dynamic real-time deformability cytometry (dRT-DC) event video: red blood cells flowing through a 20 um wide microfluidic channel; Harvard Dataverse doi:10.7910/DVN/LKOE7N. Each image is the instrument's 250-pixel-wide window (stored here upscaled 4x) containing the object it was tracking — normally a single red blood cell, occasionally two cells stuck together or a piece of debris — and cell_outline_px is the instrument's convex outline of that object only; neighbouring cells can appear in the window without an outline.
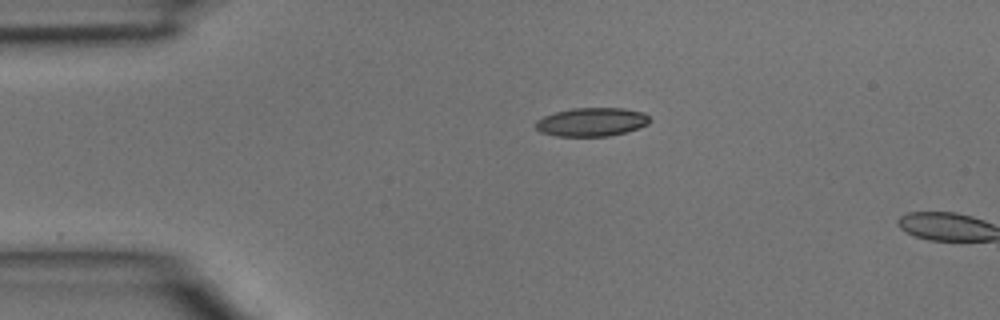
{"species": "common noctule bat (a hibernating species)", "species_latin": "Nyctalus noctula", "temperature_condition": "room temperature", "stored_images_in_passage": 3, "camera_frame_rate_fps": 3000, "um_per_image_px": 0.085, "animal": {"sex": "male", "body_mass_g": 15.6}, "frame": {"image": 1, "passage_image": 3, "time_ms": 0.667, "image_size_px": [1000, 320], "cell_outline_px": [[652, 120], [648, 124], [640, 128], [608, 136], [556, 136], [540, 132], [536, 128], [536, 120], [544, 116], [556, 112], [572, 108], [624, 108], [644, 112]], "centroid_in_image_um": [50.32, 10.36], "position_along_channel_um": 34.7, "area_um2": 19.07}}